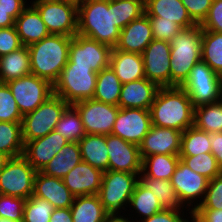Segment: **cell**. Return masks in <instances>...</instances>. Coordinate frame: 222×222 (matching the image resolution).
Returning a JSON list of instances; mask_svg holds the SVG:
<instances>
[{"instance_id": "cell-20", "label": "cell", "mask_w": 222, "mask_h": 222, "mask_svg": "<svg viewBox=\"0 0 222 222\" xmlns=\"http://www.w3.org/2000/svg\"><path fill=\"white\" fill-rule=\"evenodd\" d=\"M153 39L154 36L149 17L143 14L120 31L115 49L142 54Z\"/></svg>"}, {"instance_id": "cell-54", "label": "cell", "mask_w": 222, "mask_h": 222, "mask_svg": "<svg viewBox=\"0 0 222 222\" xmlns=\"http://www.w3.org/2000/svg\"><path fill=\"white\" fill-rule=\"evenodd\" d=\"M49 222H73L70 208H55Z\"/></svg>"}, {"instance_id": "cell-41", "label": "cell", "mask_w": 222, "mask_h": 222, "mask_svg": "<svg viewBox=\"0 0 222 222\" xmlns=\"http://www.w3.org/2000/svg\"><path fill=\"white\" fill-rule=\"evenodd\" d=\"M179 157L190 169L208 180H212L214 177L221 174L216 158L211 153Z\"/></svg>"}, {"instance_id": "cell-38", "label": "cell", "mask_w": 222, "mask_h": 222, "mask_svg": "<svg viewBox=\"0 0 222 222\" xmlns=\"http://www.w3.org/2000/svg\"><path fill=\"white\" fill-rule=\"evenodd\" d=\"M209 142V133L199 130L195 126L189 127L181 134L179 156H195L202 153H211Z\"/></svg>"}, {"instance_id": "cell-30", "label": "cell", "mask_w": 222, "mask_h": 222, "mask_svg": "<svg viewBox=\"0 0 222 222\" xmlns=\"http://www.w3.org/2000/svg\"><path fill=\"white\" fill-rule=\"evenodd\" d=\"M128 208L129 210L127 209L126 213L128 211L127 213L128 216L134 222L135 221L138 222L141 219L151 217L152 215H155L157 212L163 210L161 204L159 203L158 198L154 195V193H152L149 189L145 188L139 181L136 184L134 192L130 198ZM132 215L133 217L134 215H136L137 218L136 217L133 218Z\"/></svg>"}, {"instance_id": "cell-39", "label": "cell", "mask_w": 222, "mask_h": 222, "mask_svg": "<svg viewBox=\"0 0 222 222\" xmlns=\"http://www.w3.org/2000/svg\"><path fill=\"white\" fill-rule=\"evenodd\" d=\"M55 130L69 142H79L85 136L80 114L73 105H69L62 114Z\"/></svg>"}, {"instance_id": "cell-12", "label": "cell", "mask_w": 222, "mask_h": 222, "mask_svg": "<svg viewBox=\"0 0 222 222\" xmlns=\"http://www.w3.org/2000/svg\"><path fill=\"white\" fill-rule=\"evenodd\" d=\"M170 181L181 203L193 213L204 200L209 180L180 159Z\"/></svg>"}, {"instance_id": "cell-37", "label": "cell", "mask_w": 222, "mask_h": 222, "mask_svg": "<svg viewBox=\"0 0 222 222\" xmlns=\"http://www.w3.org/2000/svg\"><path fill=\"white\" fill-rule=\"evenodd\" d=\"M0 152L11 158L23 155L22 122L0 121Z\"/></svg>"}, {"instance_id": "cell-3", "label": "cell", "mask_w": 222, "mask_h": 222, "mask_svg": "<svg viewBox=\"0 0 222 222\" xmlns=\"http://www.w3.org/2000/svg\"><path fill=\"white\" fill-rule=\"evenodd\" d=\"M72 38L49 34L27 46L30 52L31 74L46 79L53 85L69 60Z\"/></svg>"}, {"instance_id": "cell-24", "label": "cell", "mask_w": 222, "mask_h": 222, "mask_svg": "<svg viewBox=\"0 0 222 222\" xmlns=\"http://www.w3.org/2000/svg\"><path fill=\"white\" fill-rule=\"evenodd\" d=\"M145 14L148 17H162V20L173 21L182 29L197 25L181 0H145Z\"/></svg>"}, {"instance_id": "cell-50", "label": "cell", "mask_w": 222, "mask_h": 222, "mask_svg": "<svg viewBox=\"0 0 222 222\" xmlns=\"http://www.w3.org/2000/svg\"><path fill=\"white\" fill-rule=\"evenodd\" d=\"M191 19L200 25L206 18L213 0H181Z\"/></svg>"}, {"instance_id": "cell-40", "label": "cell", "mask_w": 222, "mask_h": 222, "mask_svg": "<svg viewBox=\"0 0 222 222\" xmlns=\"http://www.w3.org/2000/svg\"><path fill=\"white\" fill-rule=\"evenodd\" d=\"M145 14V0H115L116 27L121 31Z\"/></svg>"}, {"instance_id": "cell-10", "label": "cell", "mask_w": 222, "mask_h": 222, "mask_svg": "<svg viewBox=\"0 0 222 222\" xmlns=\"http://www.w3.org/2000/svg\"><path fill=\"white\" fill-rule=\"evenodd\" d=\"M37 171L21 155L12 157L0 171V194L28 199L33 195Z\"/></svg>"}, {"instance_id": "cell-48", "label": "cell", "mask_w": 222, "mask_h": 222, "mask_svg": "<svg viewBox=\"0 0 222 222\" xmlns=\"http://www.w3.org/2000/svg\"><path fill=\"white\" fill-rule=\"evenodd\" d=\"M200 26L202 30L222 33V0H213L208 14Z\"/></svg>"}, {"instance_id": "cell-46", "label": "cell", "mask_w": 222, "mask_h": 222, "mask_svg": "<svg viewBox=\"0 0 222 222\" xmlns=\"http://www.w3.org/2000/svg\"><path fill=\"white\" fill-rule=\"evenodd\" d=\"M154 39L171 41L181 27L173 21L162 20V17H149Z\"/></svg>"}, {"instance_id": "cell-32", "label": "cell", "mask_w": 222, "mask_h": 222, "mask_svg": "<svg viewBox=\"0 0 222 222\" xmlns=\"http://www.w3.org/2000/svg\"><path fill=\"white\" fill-rule=\"evenodd\" d=\"M122 83L109 66L97 74L94 100L118 106Z\"/></svg>"}, {"instance_id": "cell-14", "label": "cell", "mask_w": 222, "mask_h": 222, "mask_svg": "<svg viewBox=\"0 0 222 222\" xmlns=\"http://www.w3.org/2000/svg\"><path fill=\"white\" fill-rule=\"evenodd\" d=\"M73 106L83 122L85 134L109 135L117 118L119 106L106 104L94 99H87Z\"/></svg>"}, {"instance_id": "cell-33", "label": "cell", "mask_w": 222, "mask_h": 222, "mask_svg": "<svg viewBox=\"0 0 222 222\" xmlns=\"http://www.w3.org/2000/svg\"><path fill=\"white\" fill-rule=\"evenodd\" d=\"M139 182L158 198L163 209L186 210L170 180L155 179L139 175Z\"/></svg>"}, {"instance_id": "cell-55", "label": "cell", "mask_w": 222, "mask_h": 222, "mask_svg": "<svg viewBox=\"0 0 222 222\" xmlns=\"http://www.w3.org/2000/svg\"><path fill=\"white\" fill-rule=\"evenodd\" d=\"M29 5L27 0H0V8L25 9Z\"/></svg>"}, {"instance_id": "cell-11", "label": "cell", "mask_w": 222, "mask_h": 222, "mask_svg": "<svg viewBox=\"0 0 222 222\" xmlns=\"http://www.w3.org/2000/svg\"><path fill=\"white\" fill-rule=\"evenodd\" d=\"M22 115L34 111L53 95V85L46 79L29 74L6 83Z\"/></svg>"}, {"instance_id": "cell-7", "label": "cell", "mask_w": 222, "mask_h": 222, "mask_svg": "<svg viewBox=\"0 0 222 222\" xmlns=\"http://www.w3.org/2000/svg\"><path fill=\"white\" fill-rule=\"evenodd\" d=\"M69 104L61 97L53 94L22 118V137L24 144L46 136L55 130L62 114Z\"/></svg>"}, {"instance_id": "cell-60", "label": "cell", "mask_w": 222, "mask_h": 222, "mask_svg": "<svg viewBox=\"0 0 222 222\" xmlns=\"http://www.w3.org/2000/svg\"><path fill=\"white\" fill-rule=\"evenodd\" d=\"M220 100L222 101V86H221V99Z\"/></svg>"}, {"instance_id": "cell-5", "label": "cell", "mask_w": 222, "mask_h": 222, "mask_svg": "<svg viewBox=\"0 0 222 222\" xmlns=\"http://www.w3.org/2000/svg\"><path fill=\"white\" fill-rule=\"evenodd\" d=\"M140 173L108 170L103 172L98 192L100 202L108 214L126 213ZM125 212H124V211Z\"/></svg>"}, {"instance_id": "cell-18", "label": "cell", "mask_w": 222, "mask_h": 222, "mask_svg": "<svg viewBox=\"0 0 222 222\" xmlns=\"http://www.w3.org/2000/svg\"><path fill=\"white\" fill-rule=\"evenodd\" d=\"M181 134L182 132L173 128L151 125L139 145L141 159L156 154L179 155Z\"/></svg>"}, {"instance_id": "cell-47", "label": "cell", "mask_w": 222, "mask_h": 222, "mask_svg": "<svg viewBox=\"0 0 222 222\" xmlns=\"http://www.w3.org/2000/svg\"><path fill=\"white\" fill-rule=\"evenodd\" d=\"M22 46L15 26L0 28V56L18 50Z\"/></svg>"}, {"instance_id": "cell-51", "label": "cell", "mask_w": 222, "mask_h": 222, "mask_svg": "<svg viewBox=\"0 0 222 222\" xmlns=\"http://www.w3.org/2000/svg\"><path fill=\"white\" fill-rule=\"evenodd\" d=\"M192 222H222V209H196Z\"/></svg>"}, {"instance_id": "cell-56", "label": "cell", "mask_w": 222, "mask_h": 222, "mask_svg": "<svg viewBox=\"0 0 222 222\" xmlns=\"http://www.w3.org/2000/svg\"><path fill=\"white\" fill-rule=\"evenodd\" d=\"M128 217L129 216L126 213L124 215L121 213L107 214L104 222H134L130 217Z\"/></svg>"}, {"instance_id": "cell-8", "label": "cell", "mask_w": 222, "mask_h": 222, "mask_svg": "<svg viewBox=\"0 0 222 222\" xmlns=\"http://www.w3.org/2000/svg\"><path fill=\"white\" fill-rule=\"evenodd\" d=\"M39 12L50 34L73 37L78 30V1L58 0L29 3Z\"/></svg>"}, {"instance_id": "cell-17", "label": "cell", "mask_w": 222, "mask_h": 222, "mask_svg": "<svg viewBox=\"0 0 222 222\" xmlns=\"http://www.w3.org/2000/svg\"><path fill=\"white\" fill-rule=\"evenodd\" d=\"M108 148V170L128 173L142 172V159L139 146L109 134L106 135Z\"/></svg>"}, {"instance_id": "cell-36", "label": "cell", "mask_w": 222, "mask_h": 222, "mask_svg": "<svg viewBox=\"0 0 222 222\" xmlns=\"http://www.w3.org/2000/svg\"><path fill=\"white\" fill-rule=\"evenodd\" d=\"M201 60L222 77V33L202 30Z\"/></svg>"}, {"instance_id": "cell-45", "label": "cell", "mask_w": 222, "mask_h": 222, "mask_svg": "<svg viewBox=\"0 0 222 222\" xmlns=\"http://www.w3.org/2000/svg\"><path fill=\"white\" fill-rule=\"evenodd\" d=\"M197 209H222V173L209 180L204 200Z\"/></svg>"}, {"instance_id": "cell-4", "label": "cell", "mask_w": 222, "mask_h": 222, "mask_svg": "<svg viewBox=\"0 0 222 222\" xmlns=\"http://www.w3.org/2000/svg\"><path fill=\"white\" fill-rule=\"evenodd\" d=\"M169 43L170 87H181L188 79L194 65L201 61L202 27L197 24L181 29Z\"/></svg>"}, {"instance_id": "cell-34", "label": "cell", "mask_w": 222, "mask_h": 222, "mask_svg": "<svg viewBox=\"0 0 222 222\" xmlns=\"http://www.w3.org/2000/svg\"><path fill=\"white\" fill-rule=\"evenodd\" d=\"M180 160L179 155L156 154L142 159L144 177L171 180L175 168Z\"/></svg>"}, {"instance_id": "cell-22", "label": "cell", "mask_w": 222, "mask_h": 222, "mask_svg": "<svg viewBox=\"0 0 222 222\" xmlns=\"http://www.w3.org/2000/svg\"><path fill=\"white\" fill-rule=\"evenodd\" d=\"M33 196L46 199L54 208H70L75 198L63 179L47 176L40 171L35 176Z\"/></svg>"}, {"instance_id": "cell-25", "label": "cell", "mask_w": 222, "mask_h": 222, "mask_svg": "<svg viewBox=\"0 0 222 222\" xmlns=\"http://www.w3.org/2000/svg\"><path fill=\"white\" fill-rule=\"evenodd\" d=\"M109 66L122 84L145 78L141 54L112 48Z\"/></svg>"}, {"instance_id": "cell-15", "label": "cell", "mask_w": 222, "mask_h": 222, "mask_svg": "<svg viewBox=\"0 0 222 222\" xmlns=\"http://www.w3.org/2000/svg\"><path fill=\"white\" fill-rule=\"evenodd\" d=\"M170 53L169 41L153 39L141 54L145 77L159 87H170Z\"/></svg>"}, {"instance_id": "cell-52", "label": "cell", "mask_w": 222, "mask_h": 222, "mask_svg": "<svg viewBox=\"0 0 222 222\" xmlns=\"http://www.w3.org/2000/svg\"><path fill=\"white\" fill-rule=\"evenodd\" d=\"M211 154L216 158L218 167L222 173V132L210 134Z\"/></svg>"}, {"instance_id": "cell-21", "label": "cell", "mask_w": 222, "mask_h": 222, "mask_svg": "<svg viewBox=\"0 0 222 222\" xmlns=\"http://www.w3.org/2000/svg\"><path fill=\"white\" fill-rule=\"evenodd\" d=\"M103 172L85 161L78 163L63 178L65 186L76 196L98 194Z\"/></svg>"}, {"instance_id": "cell-2", "label": "cell", "mask_w": 222, "mask_h": 222, "mask_svg": "<svg viewBox=\"0 0 222 222\" xmlns=\"http://www.w3.org/2000/svg\"><path fill=\"white\" fill-rule=\"evenodd\" d=\"M151 124L184 132L194 126V106L182 87H160L150 107Z\"/></svg>"}, {"instance_id": "cell-49", "label": "cell", "mask_w": 222, "mask_h": 222, "mask_svg": "<svg viewBox=\"0 0 222 222\" xmlns=\"http://www.w3.org/2000/svg\"><path fill=\"white\" fill-rule=\"evenodd\" d=\"M187 211L189 210L163 209L160 212H157L155 215H152L151 217L145 219H141L138 222H192V213H188ZM187 214H190V216H188Z\"/></svg>"}, {"instance_id": "cell-26", "label": "cell", "mask_w": 222, "mask_h": 222, "mask_svg": "<svg viewBox=\"0 0 222 222\" xmlns=\"http://www.w3.org/2000/svg\"><path fill=\"white\" fill-rule=\"evenodd\" d=\"M14 26L24 46L38 42L50 34L38 10L30 4L15 19Z\"/></svg>"}, {"instance_id": "cell-1", "label": "cell", "mask_w": 222, "mask_h": 222, "mask_svg": "<svg viewBox=\"0 0 222 222\" xmlns=\"http://www.w3.org/2000/svg\"><path fill=\"white\" fill-rule=\"evenodd\" d=\"M77 34L115 48L120 35L116 27L115 0L78 1Z\"/></svg>"}, {"instance_id": "cell-9", "label": "cell", "mask_w": 222, "mask_h": 222, "mask_svg": "<svg viewBox=\"0 0 222 222\" xmlns=\"http://www.w3.org/2000/svg\"><path fill=\"white\" fill-rule=\"evenodd\" d=\"M221 86L222 77L201 60L191 69L188 79L181 87L196 107L220 101Z\"/></svg>"}, {"instance_id": "cell-27", "label": "cell", "mask_w": 222, "mask_h": 222, "mask_svg": "<svg viewBox=\"0 0 222 222\" xmlns=\"http://www.w3.org/2000/svg\"><path fill=\"white\" fill-rule=\"evenodd\" d=\"M78 143L82 161L102 172L108 171L109 157L106 135L85 134Z\"/></svg>"}, {"instance_id": "cell-29", "label": "cell", "mask_w": 222, "mask_h": 222, "mask_svg": "<svg viewBox=\"0 0 222 222\" xmlns=\"http://www.w3.org/2000/svg\"><path fill=\"white\" fill-rule=\"evenodd\" d=\"M31 74L30 52L22 46L9 54L0 56V83Z\"/></svg>"}, {"instance_id": "cell-53", "label": "cell", "mask_w": 222, "mask_h": 222, "mask_svg": "<svg viewBox=\"0 0 222 222\" xmlns=\"http://www.w3.org/2000/svg\"><path fill=\"white\" fill-rule=\"evenodd\" d=\"M24 9H3L0 8V28H7L15 25V19Z\"/></svg>"}, {"instance_id": "cell-28", "label": "cell", "mask_w": 222, "mask_h": 222, "mask_svg": "<svg viewBox=\"0 0 222 222\" xmlns=\"http://www.w3.org/2000/svg\"><path fill=\"white\" fill-rule=\"evenodd\" d=\"M81 161L79 143L68 141L40 172L47 176L63 179Z\"/></svg>"}, {"instance_id": "cell-16", "label": "cell", "mask_w": 222, "mask_h": 222, "mask_svg": "<svg viewBox=\"0 0 222 222\" xmlns=\"http://www.w3.org/2000/svg\"><path fill=\"white\" fill-rule=\"evenodd\" d=\"M151 125L150 110L120 108L111 134L139 146Z\"/></svg>"}, {"instance_id": "cell-44", "label": "cell", "mask_w": 222, "mask_h": 222, "mask_svg": "<svg viewBox=\"0 0 222 222\" xmlns=\"http://www.w3.org/2000/svg\"><path fill=\"white\" fill-rule=\"evenodd\" d=\"M26 199L0 194V218L23 222Z\"/></svg>"}, {"instance_id": "cell-42", "label": "cell", "mask_w": 222, "mask_h": 222, "mask_svg": "<svg viewBox=\"0 0 222 222\" xmlns=\"http://www.w3.org/2000/svg\"><path fill=\"white\" fill-rule=\"evenodd\" d=\"M55 208L46 199L31 196L26 199L23 222H49Z\"/></svg>"}, {"instance_id": "cell-35", "label": "cell", "mask_w": 222, "mask_h": 222, "mask_svg": "<svg viewBox=\"0 0 222 222\" xmlns=\"http://www.w3.org/2000/svg\"><path fill=\"white\" fill-rule=\"evenodd\" d=\"M194 126L209 134L222 132V101L194 107Z\"/></svg>"}, {"instance_id": "cell-19", "label": "cell", "mask_w": 222, "mask_h": 222, "mask_svg": "<svg viewBox=\"0 0 222 222\" xmlns=\"http://www.w3.org/2000/svg\"><path fill=\"white\" fill-rule=\"evenodd\" d=\"M67 142L65 137L53 130L44 137L26 142L23 156L36 171H41Z\"/></svg>"}, {"instance_id": "cell-57", "label": "cell", "mask_w": 222, "mask_h": 222, "mask_svg": "<svg viewBox=\"0 0 222 222\" xmlns=\"http://www.w3.org/2000/svg\"><path fill=\"white\" fill-rule=\"evenodd\" d=\"M11 157L5 153L0 152V171L7 165Z\"/></svg>"}, {"instance_id": "cell-23", "label": "cell", "mask_w": 222, "mask_h": 222, "mask_svg": "<svg viewBox=\"0 0 222 222\" xmlns=\"http://www.w3.org/2000/svg\"><path fill=\"white\" fill-rule=\"evenodd\" d=\"M159 88L156 83L149 81L146 77L122 84L118 106L119 108L150 110Z\"/></svg>"}, {"instance_id": "cell-58", "label": "cell", "mask_w": 222, "mask_h": 222, "mask_svg": "<svg viewBox=\"0 0 222 222\" xmlns=\"http://www.w3.org/2000/svg\"><path fill=\"white\" fill-rule=\"evenodd\" d=\"M30 0H28L29 2ZM50 1H58V0H32L30 3H43V2H50Z\"/></svg>"}, {"instance_id": "cell-59", "label": "cell", "mask_w": 222, "mask_h": 222, "mask_svg": "<svg viewBox=\"0 0 222 222\" xmlns=\"http://www.w3.org/2000/svg\"><path fill=\"white\" fill-rule=\"evenodd\" d=\"M0 222H15V221H11V220L5 219V218H0Z\"/></svg>"}, {"instance_id": "cell-43", "label": "cell", "mask_w": 222, "mask_h": 222, "mask_svg": "<svg viewBox=\"0 0 222 222\" xmlns=\"http://www.w3.org/2000/svg\"><path fill=\"white\" fill-rule=\"evenodd\" d=\"M17 103L6 83H0V121L22 122Z\"/></svg>"}, {"instance_id": "cell-6", "label": "cell", "mask_w": 222, "mask_h": 222, "mask_svg": "<svg viewBox=\"0 0 222 222\" xmlns=\"http://www.w3.org/2000/svg\"><path fill=\"white\" fill-rule=\"evenodd\" d=\"M97 74L92 67L66 64L53 84V94L63 98L69 105L92 99Z\"/></svg>"}, {"instance_id": "cell-13", "label": "cell", "mask_w": 222, "mask_h": 222, "mask_svg": "<svg viewBox=\"0 0 222 222\" xmlns=\"http://www.w3.org/2000/svg\"><path fill=\"white\" fill-rule=\"evenodd\" d=\"M112 48L88 37L76 34L70 42L69 60L67 64L92 67L99 73L109 67Z\"/></svg>"}, {"instance_id": "cell-31", "label": "cell", "mask_w": 222, "mask_h": 222, "mask_svg": "<svg viewBox=\"0 0 222 222\" xmlns=\"http://www.w3.org/2000/svg\"><path fill=\"white\" fill-rule=\"evenodd\" d=\"M70 211L73 222H104L108 214L97 194L76 196Z\"/></svg>"}]
</instances>
